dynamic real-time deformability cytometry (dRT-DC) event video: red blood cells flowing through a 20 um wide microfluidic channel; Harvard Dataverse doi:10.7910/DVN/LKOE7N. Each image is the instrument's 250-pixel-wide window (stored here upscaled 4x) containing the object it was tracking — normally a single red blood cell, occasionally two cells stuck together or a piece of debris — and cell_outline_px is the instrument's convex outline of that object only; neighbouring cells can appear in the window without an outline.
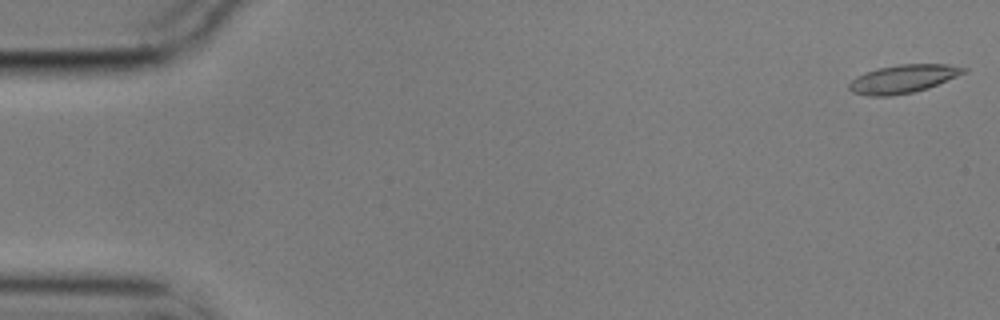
{"species": "common noctule bat (a hibernating species)", "species_latin": "Nyctalus noctula", "temperature_condition": "cold", "stored_images_in_passage": 56, "camera_frame_rate_fps": 3000, "um_per_image_px": 0.085, "animal": {"sex": "male", "body_mass_g": 17.9}, "frame": {"image": 1, "passage_image": 1, "time_ms": 0.0, "image_size_px": [1000, 320], "cell_outline_px": [[968, 72], [928, 88], [912, 92], [888, 96], [868, 96], [852, 92], [848, 88], [848, 84], [856, 76], [864, 72], [880, 68], [900, 64], [948, 64], [968, 68]], "centroid_in_image_um": [76.78, 6.7], "position_along_channel_um": 8.2, "area_um2": 18.9}}
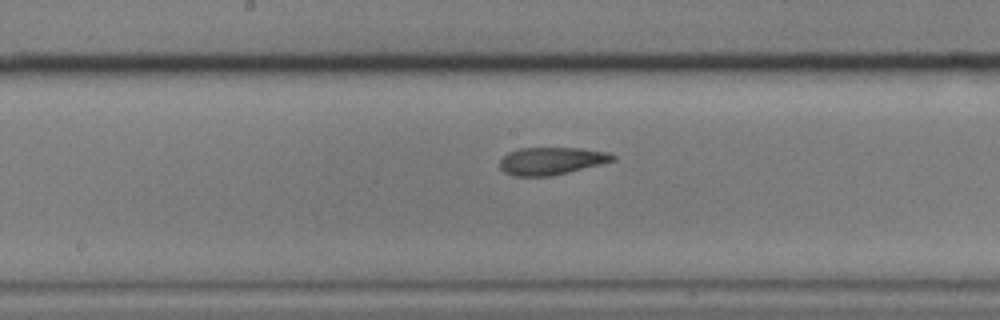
{"frame": {"image": 2, "passage_image": 29, "time_ms": 9.333, "image_size_px": [1000, 320], "cell_outline_px": [[616, 160], [552, 176], [512, 176], [504, 172], [500, 168], [500, 160], [508, 152], [520, 148], [580, 148], [608, 152], [616, 156]], "centroid_in_image_um": [46.86, 13.68], "position_along_channel_um": 201.3, "area_um2": 18.09}}
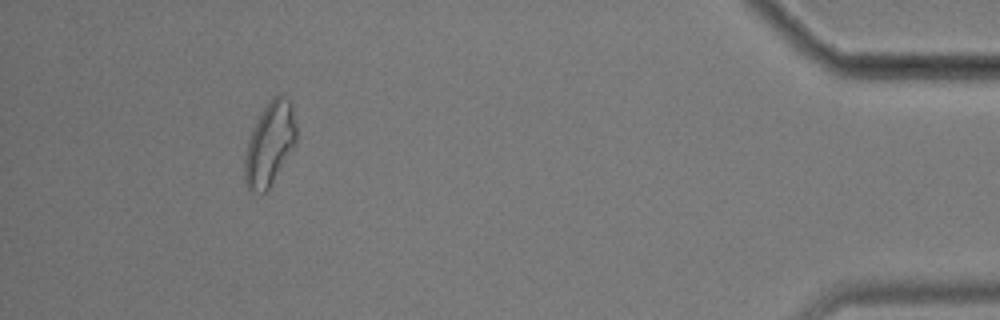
{"frame": {"image": 3, "passage_image": 52, "time_ms": 17.0, "image_size_px": [1000, 320], "cell_outline_px": [[296, 144], [268, 188], [264, 192], [252, 192], [244, 184], [244, 156], [248, 140], [264, 108], [272, 96], [284, 96], [292, 104], [296, 124]], "centroid_in_image_um": [22.92, 12.25], "position_along_channel_um": 412.3, "area_um2": 24.68}, "authors_computed_cell_mechanics": {"area_um2": 19.1318, "velocity_mm_per_s": 3.5304, "shape_relaxation_time_tau1_ms": 10.3751, "shape_relaxation_time_tau2_ms": 2.3443, "deformation_change_tau1": 0.2541, "deformation_change_tau2": 0.0867}}